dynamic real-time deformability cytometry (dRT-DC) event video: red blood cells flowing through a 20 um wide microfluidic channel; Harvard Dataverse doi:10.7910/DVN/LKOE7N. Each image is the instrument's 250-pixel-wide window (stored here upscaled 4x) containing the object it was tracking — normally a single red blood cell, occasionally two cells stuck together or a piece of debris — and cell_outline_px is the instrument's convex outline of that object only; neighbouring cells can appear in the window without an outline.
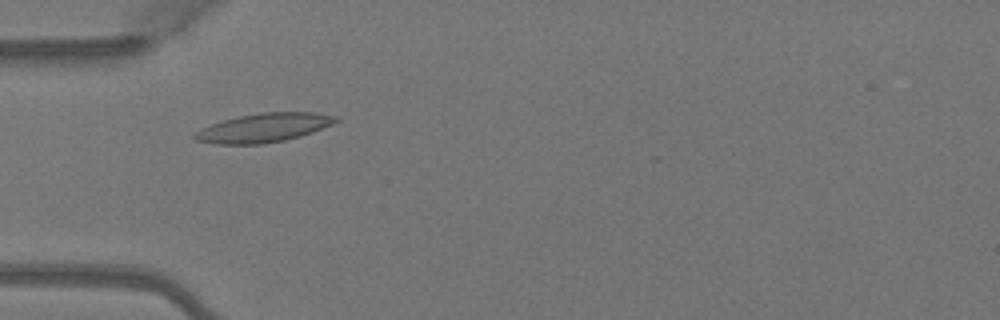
{"species": "Egyptian fruit bat (a non-hibernating species)", "species_latin": "Rousettus aegyptiacus", "temperature_condition": "warm", "stored_images_in_passage": 1, "camera_frame_rate_fps": 3000, "um_per_image_px": 0.085, "animal": {"sex": "female"}, "frame": {"image": 1, "passage_image": 1, "time_ms": 0.0, "image_size_px": [1000, 320], "cell_outline_px": [[340, 120], [332, 124], [312, 132], [300, 136], [284, 140], [260, 144], [216, 144], [196, 140], [192, 136], [200, 128], [224, 120], [240, 116], [260, 112], [316, 112], [336, 116]], "centroid_in_image_um": [22.42, 10.85], "position_along_channel_um": 62.6, "area_um2": 23.58}}